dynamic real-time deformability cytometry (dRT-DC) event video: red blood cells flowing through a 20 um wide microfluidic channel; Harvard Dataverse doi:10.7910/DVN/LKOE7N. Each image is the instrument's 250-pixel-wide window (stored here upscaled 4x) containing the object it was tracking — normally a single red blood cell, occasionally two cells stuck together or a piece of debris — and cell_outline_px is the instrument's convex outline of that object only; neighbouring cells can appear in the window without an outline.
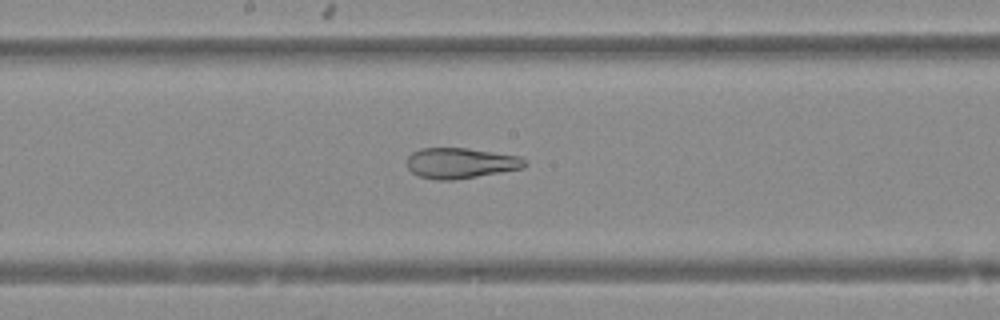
{"species": "Egyptian fruit bat (a non-hibernating species)", "species_latin": "Rousettus aegyptiacus", "temperature_condition": "warm", "stored_images_in_passage": 39, "camera_frame_rate_fps": 3000, "um_per_image_px": 0.085, "animal": {"sex": "female"}, "frame": {"image": 1, "passage_image": 16, "time_ms": 5.0, "image_size_px": [1000, 320], "cell_outline_px": [[528, 164], [524, 168], [456, 180], [436, 180], [420, 176], [412, 172], [408, 168], [408, 156], [412, 152], [420, 148], [468, 148], [520, 156]], "centroid_in_image_um": [39.17, 13.86], "position_along_channel_um": 209.0, "area_um2": 21.04}}
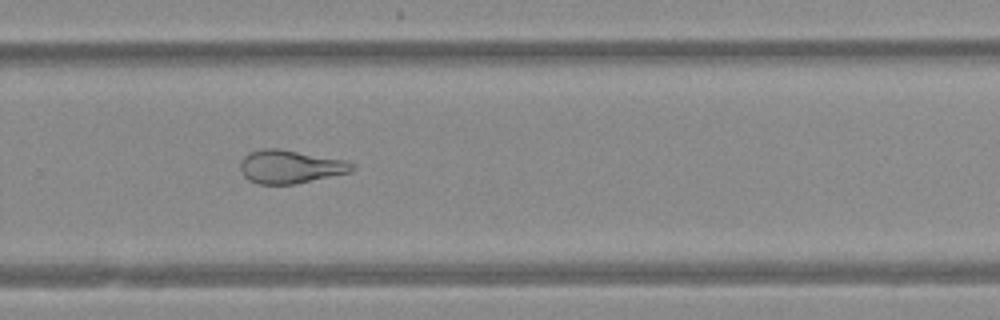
{"frame": {"image": 2, "passage_image": 23, "time_ms": 7.333, "image_size_px": [1000, 320], "cell_outline_px": [[356, 168], [352, 172], [296, 184], [260, 184], [248, 180], [244, 176], [240, 168], [240, 160], [248, 152], [260, 148], [280, 148], [344, 160], [356, 164]], "centroid_in_image_um": [24.67, 14.16], "position_along_channel_um": 305.1, "area_um2": 22.02}}
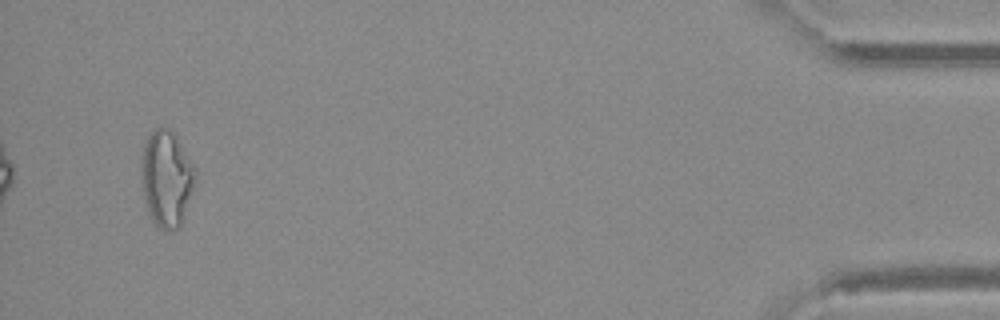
{"frame": {"image": 3, "passage_image": 37, "time_ms": 12.0, "image_size_px": [1000, 320], "cell_outline_px": [[196, 176], [184, 216], [180, 228], [172, 232], [164, 232], [156, 228], [148, 212], [144, 196], [140, 168], [140, 164], [144, 144], [148, 136], [156, 128], [168, 128], [176, 132], [196, 168]], "centroid_in_image_um": [14.16, 15.19], "position_along_channel_um": 421.0, "area_um2": 30.87}}